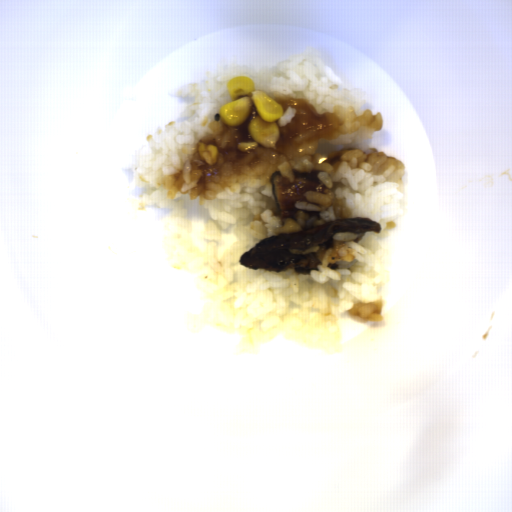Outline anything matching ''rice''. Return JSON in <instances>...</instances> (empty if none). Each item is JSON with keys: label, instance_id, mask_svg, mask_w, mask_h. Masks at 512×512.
Returning <instances> with one entry per match:
<instances>
[{"label": "rice", "instance_id": "1", "mask_svg": "<svg viewBox=\"0 0 512 512\" xmlns=\"http://www.w3.org/2000/svg\"><path fill=\"white\" fill-rule=\"evenodd\" d=\"M251 77L284 110L277 119L275 147L242 153L238 141H253L250 118L238 127L221 124L218 109L231 102L227 83ZM340 77L306 47L275 67L240 65L237 56H219L213 72L189 81L168 96L193 97L181 109L184 121L157 126L131 156L127 195L136 210L146 205L171 209L152 221L169 261L187 273L203 296L200 314L183 315L188 331L210 325L241 336L233 352L245 356L281 334L288 341L325 353L342 352L344 313L364 322H382L392 252L380 238L400 225L407 200L403 162L365 142L381 131L383 112L361 110L362 87L344 88ZM217 145L219 160L206 166L198 143ZM318 176L323 193L305 192L294 218H279L270 177L275 171L291 183L294 172ZM369 217L381 233L337 232L335 246L319 250V271L299 274L253 270L240 254L271 236L308 229L342 218Z\"/></svg>", "mask_w": 512, "mask_h": 512}]
</instances>
